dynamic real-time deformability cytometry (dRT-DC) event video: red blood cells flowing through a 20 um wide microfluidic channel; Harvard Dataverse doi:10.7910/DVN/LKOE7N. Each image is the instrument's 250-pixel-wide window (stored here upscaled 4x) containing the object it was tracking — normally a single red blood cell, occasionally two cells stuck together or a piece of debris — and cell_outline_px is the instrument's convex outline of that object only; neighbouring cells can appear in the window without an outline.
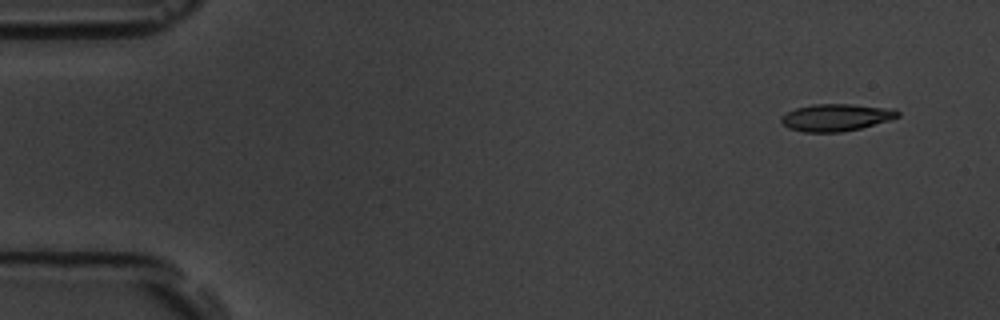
{"species": "common noctule bat (a hibernating species)", "species_latin": "Nyctalus noctula", "temperature_condition": "room temperature", "stored_images_in_passage": 5, "camera_frame_rate_fps": 3000, "um_per_image_px": 0.085, "animal": {"sex": "male", "body_mass_g": 19.5, "forearm_length_mm": 54.6}, "frame": {"image": 1, "passage_image": 1, "time_ms": 0.0, "image_size_px": [1000, 320], "cell_outline_px": [[900, 116], [888, 120], [860, 128], [840, 132], [804, 132], [788, 128], [780, 120], [780, 116], [796, 108], [812, 104], [852, 104], [896, 108], [900, 112]], "centroid_in_image_um": [71.08, 9.97], "position_along_channel_um": 13.9, "area_um2": 18.5}}
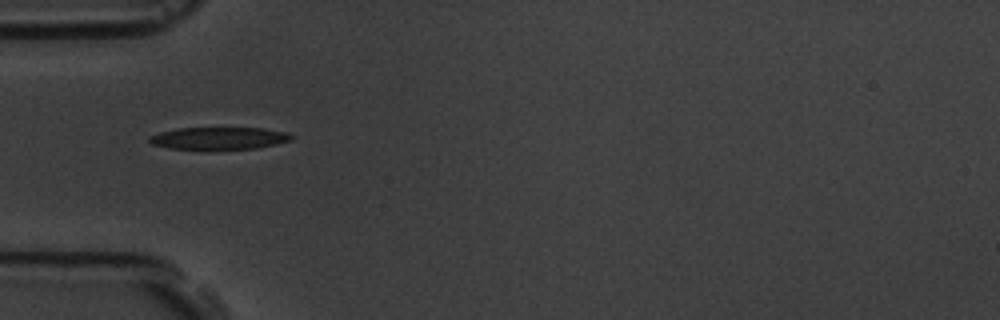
{"frame": {"image": 2, "passage_image": 5, "time_ms": 4.667, "image_size_px": [1000, 320], "cell_outline_px": [[292, 140], [276, 144], [256, 148], [204, 152], [172, 148], [152, 144], [148, 140], [148, 136], [160, 132], [176, 128], [264, 128], [284, 132], [292, 136]], "centroid_in_image_um": [18.55, 11.79], "position_along_channel_um": 66.4, "area_um2": 19.19}}